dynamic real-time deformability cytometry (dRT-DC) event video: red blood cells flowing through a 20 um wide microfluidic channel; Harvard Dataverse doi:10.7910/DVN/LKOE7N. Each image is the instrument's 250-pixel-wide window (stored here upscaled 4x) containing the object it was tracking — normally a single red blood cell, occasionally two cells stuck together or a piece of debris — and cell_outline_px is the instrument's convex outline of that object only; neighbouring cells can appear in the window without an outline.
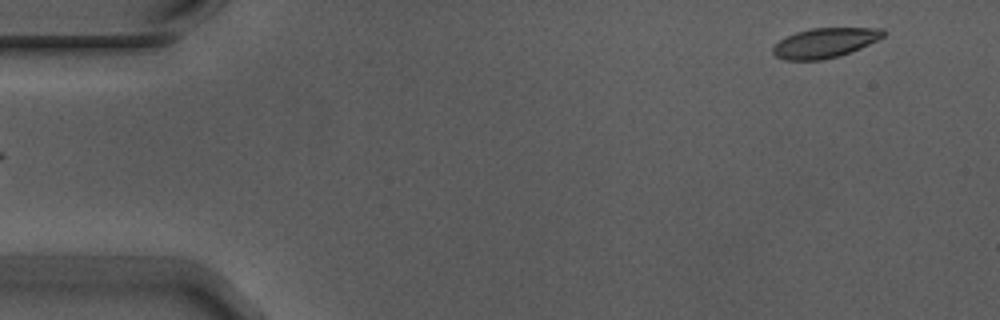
{"species": "Egyptian fruit bat (a non-hibernating species)", "species_latin": "Rousettus aegyptiacus", "temperature_condition": "warm", "stored_images_in_passage": 5, "segment_of_instrument_passage": [2, 2], "camera_frame_rate_fps": 3000, "um_per_image_px": 0.085, "animal": {"sex": "male"}, "frame": {"image": 1, "passage_image": 5, "time_ms": 1.333, "image_size_px": [1000, 320], "cell_outline_px": [[888, 32], [884, 36], [860, 48], [840, 56], [820, 60], [784, 60], [776, 56], [772, 52], [772, 48], [780, 40], [796, 32], [812, 28], [884, 28]], "centroid_in_image_um": [70.13, 3.64], "position_along_channel_um": 14.9, "area_um2": 19.07}}